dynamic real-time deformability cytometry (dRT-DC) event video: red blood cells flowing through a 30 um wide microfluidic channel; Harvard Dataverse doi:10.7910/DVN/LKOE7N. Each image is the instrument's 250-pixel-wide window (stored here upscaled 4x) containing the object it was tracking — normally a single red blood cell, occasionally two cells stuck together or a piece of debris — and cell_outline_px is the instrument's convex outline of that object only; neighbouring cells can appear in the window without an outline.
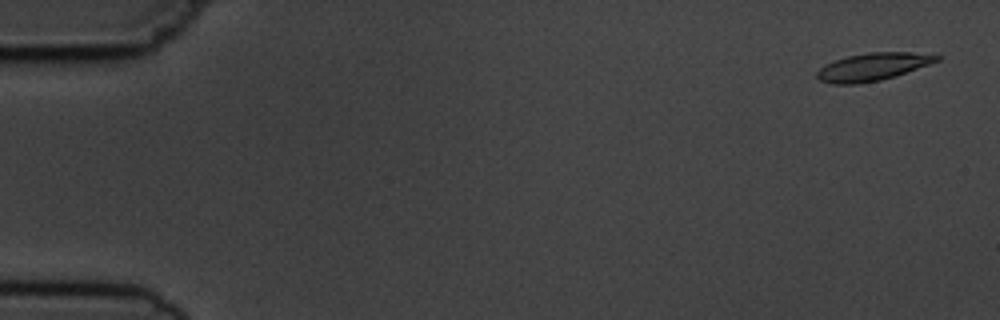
{"species": "common noctule bat (a hibernating species)", "species_latin": "Nyctalus noctula", "temperature_condition": "cold", "stored_images_in_passage": 5, "camera_frame_rate_fps": 3000, "um_per_image_px": 0.085, "animal": {"sex": "male", "body_mass_g": 19.5, "forearm_length_mm": 54.6}, "frame": {"image": 1, "passage_image": 1, "time_ms": 0.0, "image_size_px": [1000, 320], "cell_outline_px": [[940, 60], [896, 76], [880, 80], [856, 84], [832, 84], [820, 80], [816, 76], [816, 72], [824, 64], [848, 56], [868, 52], [912, 52], [940, 56]], "centroid_in_image_um": [74.15, 5.68], "position_along_channel_um": 10.8, "area_um2": 19.19}}
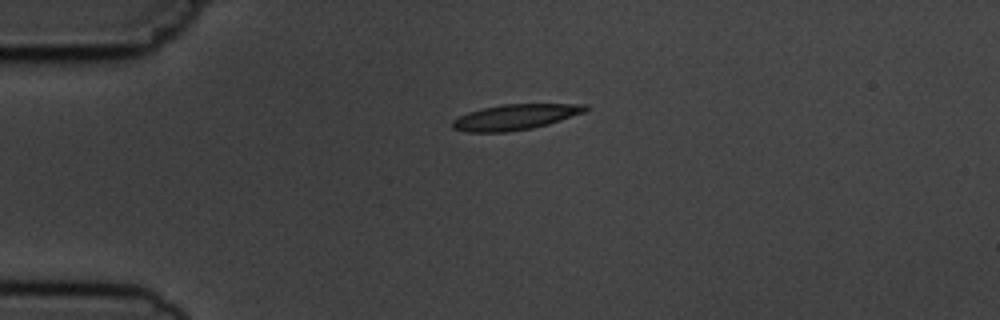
{"frame": {"image": 2, "passage_image": 4, "time_ms": 3.667, "image_size_px": [1000, 320], "cell_outline_px": [[588, 108], [584, 112], [548, 124], [532, 128], [508, 132], [464, 132], [452, 128], [452, 120], [468, 112], [484, 108], [504, 104], [588, 104]], "centroid_in_image_um": [43.77, 9.95], "position_along_channel_um": 41.2, "area_um2": 19.65}}